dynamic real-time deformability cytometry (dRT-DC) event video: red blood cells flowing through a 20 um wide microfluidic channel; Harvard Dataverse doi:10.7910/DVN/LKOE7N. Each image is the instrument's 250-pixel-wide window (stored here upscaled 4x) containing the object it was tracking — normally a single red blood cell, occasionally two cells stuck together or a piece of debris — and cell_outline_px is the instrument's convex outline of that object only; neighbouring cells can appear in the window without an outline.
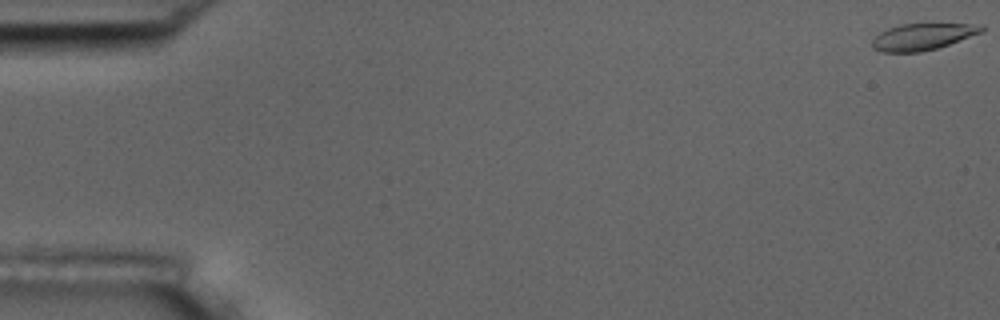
{"species": "common noctule bat (a hibernating species)", "species_latin": "Nyctalus noctula", "temperature_condition": "room temperature", "stored_images_in_passage": 57, "camera_frame_rate_fps": 3000, "um_per_image_px": 0.085, "animal": {"sex": "male", "body_mass_g": 17.5, "forearm_length_mm": 52.3}, "frame": {"image": 1, "passage_image": 1, "time_ms": 0.0, "image_size_px": [1000, 320], "cell_outline_px": [[984, 32], [936, 48], [920, 52], [884, 52], [872, 48], [872, 40], [880, 32], [888, 28], [900, 24], [984, 24]], "centroid_in_image_um": [78.43, 3.11], "position_along_channel_um": 6.6, "area_um2": 16.88}}
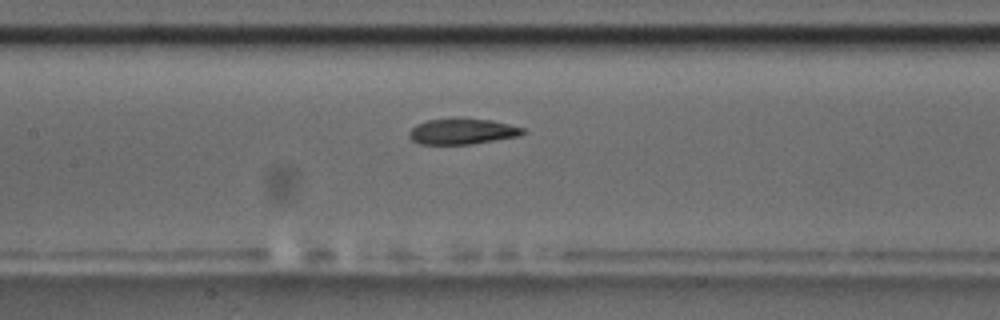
{"frame": {"image": 2, "passage_image": 27, "time_ms": 8.667, "image_size_px": [1000, 320], "cell_outline_px": [[528, 132], [520, 136], [472, 144], [420, 144], [412, 140], [408, 136], [408, 132], [416, 124], [428, 120], [452, 116], [460, 116], [492, 120], [524, 128]], "centroid_in_image_um": [39.3, 11.14], "position_along_channel_um": 168.1, "area_um2": 17.74}}
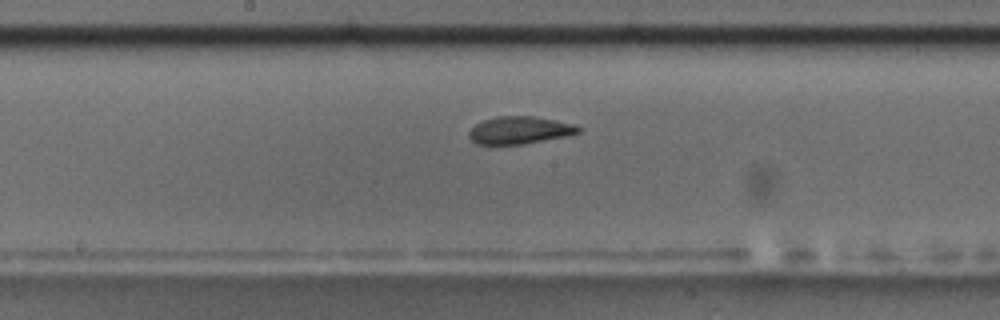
{"frame": {"image": 3, "passage_image": 30, "time_ms": 9.667, "image_size_px": [1000, 320], "cell_outline_px": [[584, 128], [580, 132], [568, 136], [524, 144], [476, 144], [468, 136], [468, 132], [476, 124], [484, 120], [496, 116], [536, 116], [556, 120], [572, 124]], "centroid_in_image_um": [44.2, 11.06], "position_along_channel_um": 204.0, "area_um2": 17.63}, "authors_computed_cell_mechanics": {"area_um2": 18.1492, "velocity_mm_per_s": 3.6215, "shape_relaxation_time_tau1_ms": 6.5968, "shape_relaxation_time_tau2_ms": 1.9674, "deformation_change_tau1": 0.1971, "deformation_change_tau2": 0.0784}}